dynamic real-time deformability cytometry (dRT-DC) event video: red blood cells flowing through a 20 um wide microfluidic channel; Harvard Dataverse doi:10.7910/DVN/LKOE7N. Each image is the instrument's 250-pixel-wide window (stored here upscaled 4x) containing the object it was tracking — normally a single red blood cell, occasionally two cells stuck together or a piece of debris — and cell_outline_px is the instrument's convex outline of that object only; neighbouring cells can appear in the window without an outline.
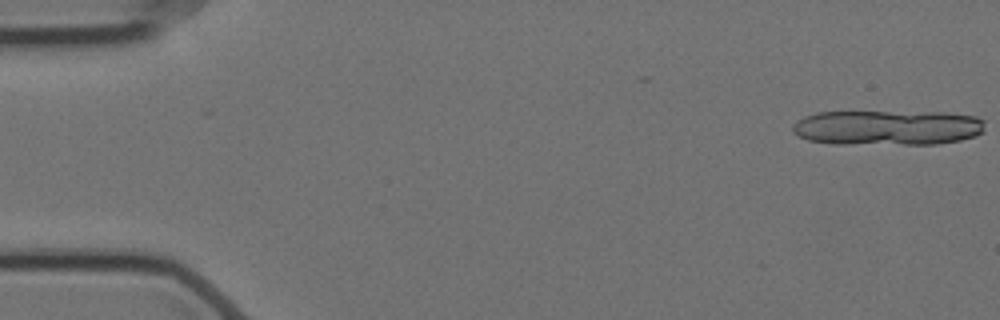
{"species": "Egyptian fruit bat (a non-hibernating species)", "species_latin": "Rousettus aegyptiacus", "temperature_condition": "cold", "stored_images_in_passage": 2, "camera_frame_rate_fps": 3000, "um_per_image_px": 0.085, "animal": {"sex": "female"}, "frame": {"image": 1, "passage_image": 2, "time_ms": 0.333, "image_size_px": [1000, 320], "cell_outline_px": [[980, 132], [968, 136], [952, 140], [816, 140], [832, 112], [876, 112], [964, 116], [980, 120]], "centroid_in_image_um": [76.24, 10.78], "position_along_channel_um": 8.8, "area_um2": 28.84}}